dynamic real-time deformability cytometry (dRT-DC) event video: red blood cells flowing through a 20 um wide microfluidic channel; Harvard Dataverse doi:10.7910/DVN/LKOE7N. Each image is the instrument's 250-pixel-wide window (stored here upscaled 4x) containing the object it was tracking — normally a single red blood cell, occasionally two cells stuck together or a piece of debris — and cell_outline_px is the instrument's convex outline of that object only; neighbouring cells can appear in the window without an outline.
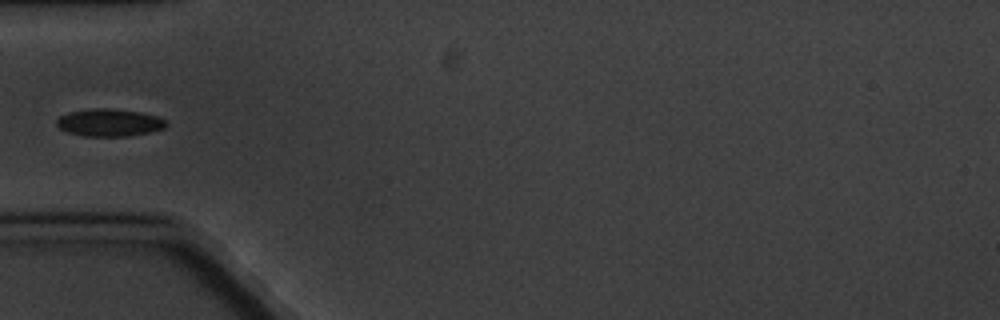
{"species": "common noctule bat (a hibernating species)", "species_latin": "Nyctalus noctula", "temperature_condition": "cold", "stored_images_in_passage": 10, "camera_frame_rate_fps": 3000, "um_per_image_px": 0.085, "animal": {"sex": "male", "body_mass_g": 20.1, "forearm_length_mm": 53.5}, "frame": {"image": 1, "passage_image": 4, "time_ms": 4.333, "image_size_px": [1000, 320], "cell_outline_px": [[168, 124], [164, 128], [148, 132], [128, 136], [84, 136], [68, 132], [60, 128], [56, 124], [56, 120], [60, 116], [68, 112], [92, 108], [108, 108], [144, 112], [156, 116], [164, 120]], "centroid_in_image_um": [9.28, 10.41], "position_along_channel_um": 75.7, "area_um2": 17.51}}